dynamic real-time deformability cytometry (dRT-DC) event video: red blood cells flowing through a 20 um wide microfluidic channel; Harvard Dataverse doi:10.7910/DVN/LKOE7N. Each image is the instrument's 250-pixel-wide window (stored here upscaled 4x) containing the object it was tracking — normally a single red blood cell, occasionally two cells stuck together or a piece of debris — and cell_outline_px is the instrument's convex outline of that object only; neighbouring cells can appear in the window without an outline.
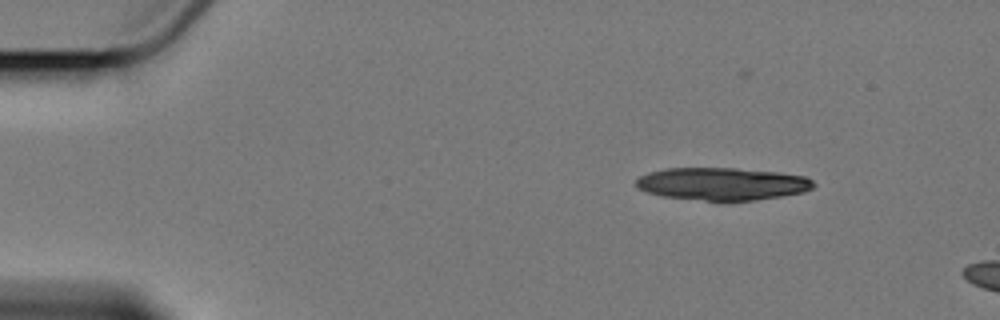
{"species": "Egyptian fruit bat (a non-hibernating species)", "species_latin": "Rousettus aegyptiacus", "temperature_condition": "cold", "stored_images_in_passage": 2, "camera_frame_rate_fps": 3000, "um_per_image_px": 0.085, "animal": {"sex": "female"}, "frame": {"image": 1, "passage_image": 1, "time_ms": 0.0, "image_size_px": [1000, 320], "cell_outline_px": [[816, 184], [812, 188], [804, 192], [756, 200], [704, 200], [664, 196], [648, 192], [640, 188], [636, 184], [636, 180], [640, 176], [648, 172], [664, 168], [736, 168], [780, 172], [804, 176], [812, 180]], "centroid_in_image_um": [61.42, 15.61], "position_along_channel_um": 23.6, "area_um2": 33.47}}